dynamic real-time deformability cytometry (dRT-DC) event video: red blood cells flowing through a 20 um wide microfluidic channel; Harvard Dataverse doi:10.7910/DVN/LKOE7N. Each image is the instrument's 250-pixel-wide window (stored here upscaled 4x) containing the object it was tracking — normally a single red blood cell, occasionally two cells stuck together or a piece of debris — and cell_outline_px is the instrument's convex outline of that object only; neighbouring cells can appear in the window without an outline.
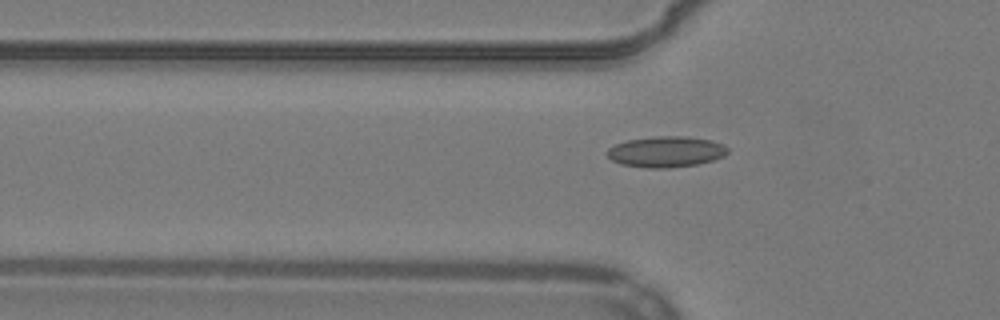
{"species": "common noctule bat (a hibernating species)", "species_latin": "Nyctalus noctula", "temperature_condition": "warm", "stored_images_in_passage": 40, "camera_frame_rate_fps": 3000, "um_per_image_px": 0.085, "animal": {"sex": "male", "body_mass_g": 19.2, "forearm_length_mm": 51.8}, "frame": {"image": 1, "passage_image": 10, "time_ms": 3.0, "image_size_px": [1000, 320], "cell_outline_px": [[728, 152], [724, 156], [712, 160], [696, 164], [672, 168], [648, 168], [620, 164], [612, 160], [608, 156], [608, 148], [616, 144], [628, 140], [652, 136], [688, 136], [712, 140], [724, 144], [728, 148]], "centroid_in_image_um": [56.64, 12.89], "position_along_channel_um": 69.2, "area_um2": 21.79}}
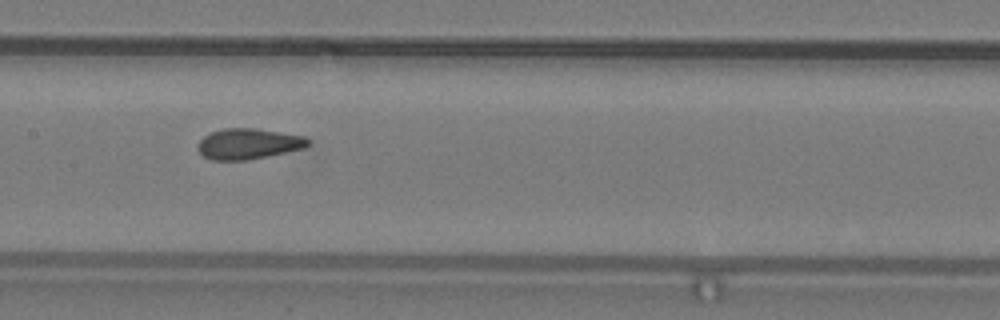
{"frame": {"image": 2, "passage_image": 19, "time_ms": 6.0, "image_size_px": [1000, 320], "cell_outline_px": [[308, 144], [304, 148], [268, 156], [248, 160], [212, 160], [204, 156], [196, 148], [196, 144], [204, 136], [212, 132], [224, 128], [256, 128], [304, 136], [308, 140]], "centroid_in_image_um": [21.08, 12.22], "position_along_channel_um": 186.3, "area_um2": 19.65}}
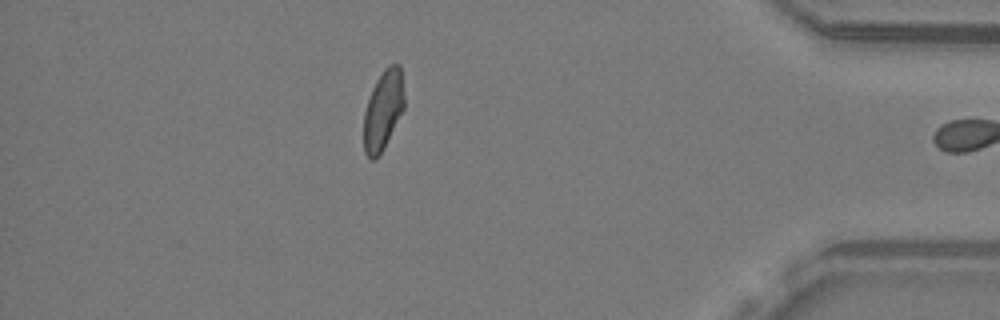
{"frame": {"image": 3, "passage_image": 39, "time_ms": 12.667, "image_size_px": [1000, 320], "cell_outline_px": [[404, 108], [384, 148], [376, 160], [372, 160], [364, 152], [364, 112], [372, 88], [376, 80], [384, 68], [388, 64], [400, 64], [404, 96]], "centroid_in_image_um": [32.56, 9.35], "position_along_channel_um": 402.6, "area_um2": 18.79}, "authors_computed_cell_mechanics": {"area_um2": 19.6231, "velocity_mm_per_s": 3.8715, "shape_relaxation_time_tau1_ms": null, "shape_relaxation_time_tau2_ms": 1.0569, "deformation_change_tau1": null, "deformation_change_tau2": 0.063}}